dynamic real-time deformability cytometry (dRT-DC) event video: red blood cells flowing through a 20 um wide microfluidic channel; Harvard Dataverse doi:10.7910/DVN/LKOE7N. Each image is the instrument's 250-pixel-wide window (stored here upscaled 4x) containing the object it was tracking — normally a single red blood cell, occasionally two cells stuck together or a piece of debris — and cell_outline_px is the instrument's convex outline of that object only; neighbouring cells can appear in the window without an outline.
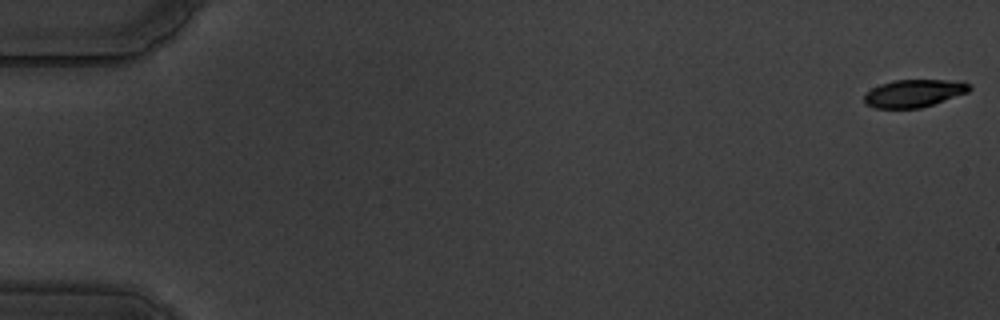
{"species": "common noctule bat (a hibernating species)", "species_latin": "Nyctalus noctula", "temperature_condition": "warm", "stored_images_in_passage": 59, "camera_frame_rate_fps": 3000, "um_per_image_px": 0.085, "animal": {"sex": "male", "body_mass_g": 19.5, "forearm_length_mm": 54.6}, "frame": {"image": 1, "passage_image": 1, "time_ms": 0.0, "image_size_px": [1000, 320], "cell_outline_px": [[972, 88], [968, 92], [920, 108], [872, 108], [864, 104], [864, 96], [872, 88], [880, 84], [892, 80], [964, 80], [972, 84]], "centroid_in_image_um": [77.7, 7.91], "position_along_channel_um": 7.3, "area_um2": 17.11}}
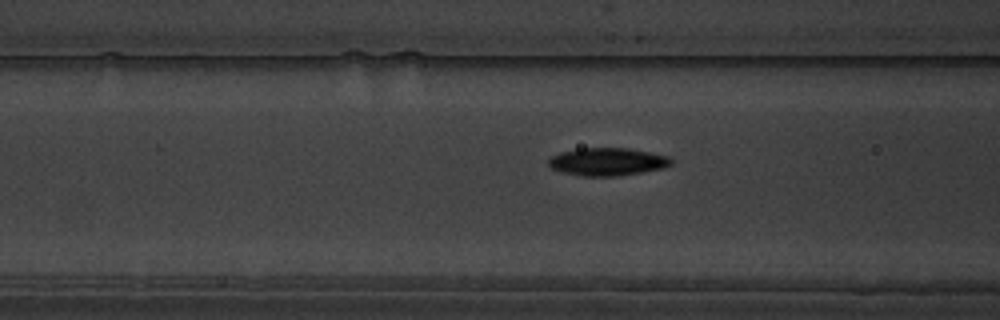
{"frame": {"image": 2, "passage_image": 24, "time_ms": 7.667, "image_size_px": [1000, 320], "cell_outline_px": [[672, 164], [664, 168], [620, 176], [580, 176], [560, 172], [552, 168], [548, 164], [548, 160], [552, 156], [560, 152], [580, 148], [628, 148], [668, 156], [672, 160]], "centroid_in_image_um": [51.61, 13.75], "position_along_channel_um": 115.0, "area_um2": 19.94}}
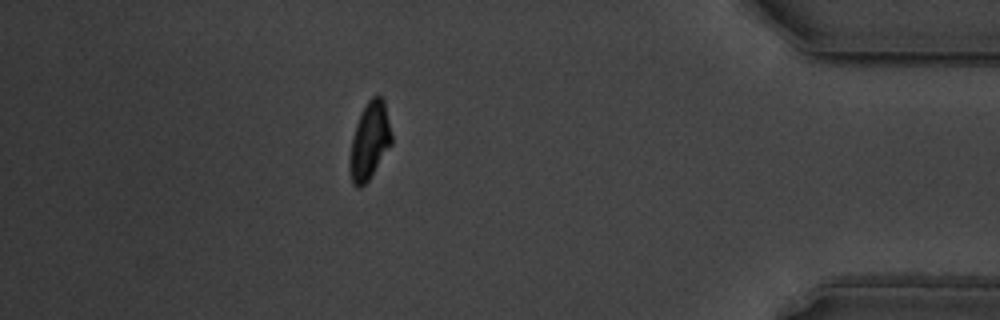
{"frame": {"image": 3, "passage_image": 52, "time_ms": 17.0, "image_size_px": [1000, 320], "cell_outline_px": [[392, 144], [368, 180], [360, 188], [356, 188], [352, 184], [348, 168], [348, 160], [352, 136], [360, 112], [368, 100], [372, 96], [380, 96], [384, 100], [392, 136]], "centroid_in_image_um": [31.38, 12.0], "position_along_channel_um": 403.8, "area_um2": 19.02}, "authors_computed_cell_mechanics": {"area_um2": 19.074, "velocity_mm_per_s": 3.5144, "shape_relaxation_time_tau1_ms": 2.7184, "shape_relaxation_time_tau2_ms": 2.3352, "deformation_change_tau1": 0.1319, "deformation_change_tau2": 0.0773}}